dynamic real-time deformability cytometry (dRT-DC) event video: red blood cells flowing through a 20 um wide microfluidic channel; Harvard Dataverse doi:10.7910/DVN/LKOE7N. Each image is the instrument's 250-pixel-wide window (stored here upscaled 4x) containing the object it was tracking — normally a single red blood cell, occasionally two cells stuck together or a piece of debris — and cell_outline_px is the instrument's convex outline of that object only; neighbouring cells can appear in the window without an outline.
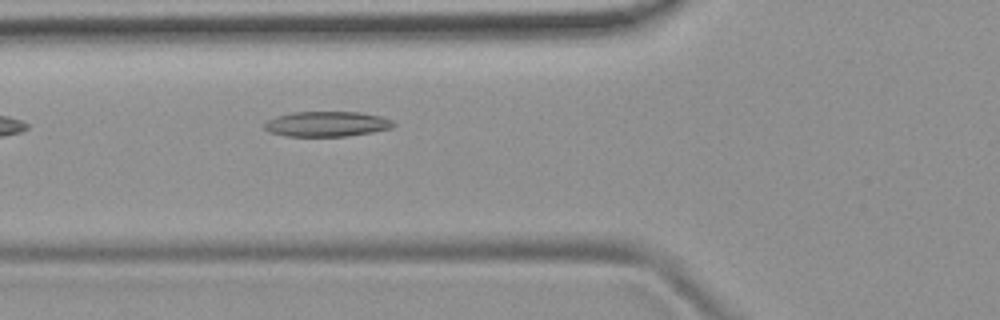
{"species": "common noctule bat (a hibernating species)", "species_latin": "Nyctalus noctula", "temperature_condition": "room temperature", "stored_images_in_passage": 5, "camera_frame_rate_fps": 3000, "um_per_image_px": 0.085, "animal": {"sex": "female", "body_mass_g": 19.9}, "frame": {"image": 1, "passage_image": 5, "time_ms": 6.0, "image_size_px": [1000, 320], "cell_outline_px": [[396, 124], [392, 128], [372, 132], [348, 136], [288, 136], [268, 132], [264, 128], [264, 124], [268, 120], [276, 116], [292, 112], [360, 112], [380, 116], [392, 120]], "centroid_in_image_um": [27.78, 10.54], "position_along_channel_um": 98.0, "area_um2": 18.96}}